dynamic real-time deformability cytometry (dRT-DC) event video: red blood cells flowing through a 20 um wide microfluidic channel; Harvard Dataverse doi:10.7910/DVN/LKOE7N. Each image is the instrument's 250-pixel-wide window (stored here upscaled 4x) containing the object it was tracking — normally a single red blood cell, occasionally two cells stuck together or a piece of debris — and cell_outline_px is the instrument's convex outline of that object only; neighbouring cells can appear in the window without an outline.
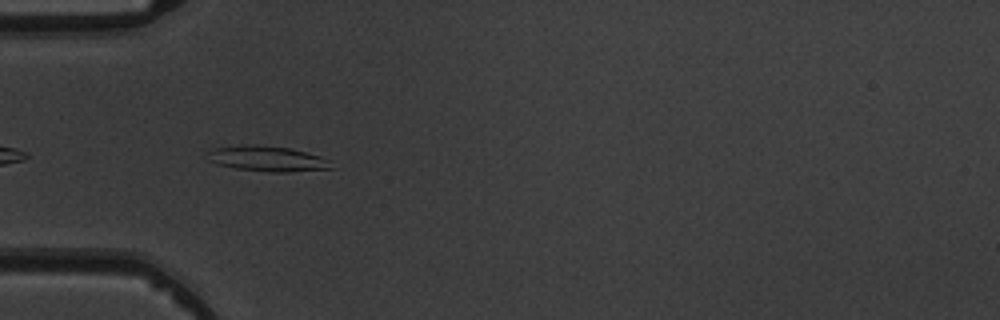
{"species": "common noctule bat (a hibernating species)", "species_latin": "Nyctalus noctula", "temperature_condition": "warm", "stored_images_in_passage": 6, "camera_frame_rate_fps": 3000, "um_per_image_px": 0.085, "animal": {"sex": "male", "body_mass_g": 19.5, "forearm_length_mm": 54.6}, "frame": {"image": 1, "passage_image": 4, "time_ms": 3.333, "image_size_px": [1000, 320], "cell_outline_px": [[332, 168], [288, 172], [268, 172], [236, 168], [216, 164], [208, 160], [204, 156], [212, 148], [252, 144], [288, 148], [320, 156], [332, 160]], "centroid_in_image_um": [22.69, 13.49], "position_along_channel_um": 62.3, "area_um2": 18.32}}
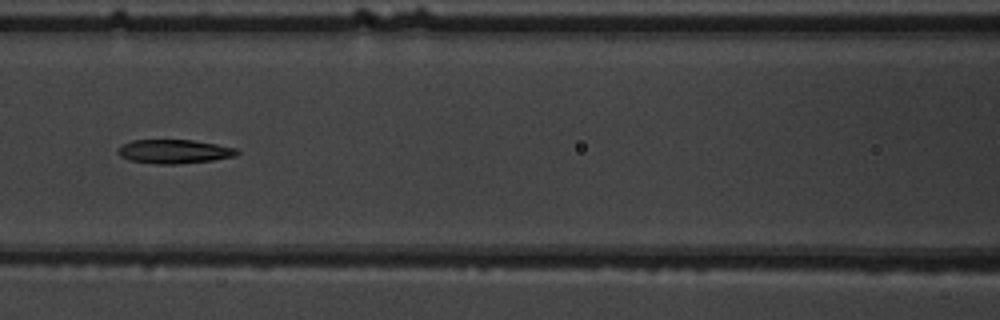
{"frame": {"image": 2, "passage_image": 6, "time_ms": 5.667, "image_size_px": [1000, 320], "cell_outline_px": [[240, 152], [236, 156], [212, 160], [176, 164], [156, 164], [128, 160], [120, 156], [116, 152], [116, 148], [120, 144], [132, 140], [192, 140], [216, 144], [236, 148]], "centroid_in_image_um": [14.75, 12.87], "position_along_channel_um": 151.9, "area_um2": 16.76}}